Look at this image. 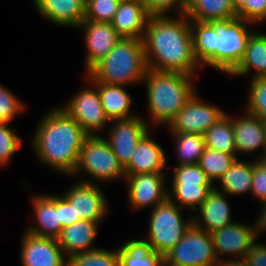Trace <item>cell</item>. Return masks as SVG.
<instances>
[{
    "label": "cell",
    "mask_w": 266,
    "mask_h": 266,
    "mask_svg": "<svg viewBox=\"0 0 266 266\" xmlns=\"http://www.w3.org/2000/svg\"><path fill=\"white\" fill-rule=\"evenodd\" d=\"M248 115L232 118L234 139L237 153L255 152L262 147L263 156L266 153V121L247 113Z\"/></svg>",
    "instance_id": "cell-18"
},
{
    "label": "cell",
    "mask_w": 266,
    "mask_h": 266,
    "mask_svg": "<svg viewBox=\"0 0 266 266\" xmlns=\"http://www.w3.org/2000/svg\"><path fill=\"white\" fill-rule=\"evenodd\" d=\"M68 266H119L118 250L97 248L68 258Z\"/></svg>",
    "instance_id": "cell-34"
},
{
    "label": "cell",
    "mask_w": 266,
    "mask_h": 266,
    "mask_svg": "<svg viewBox=\"0 0 266 266\" xmlns=\"http://www.w3.org/2000/svg\"><path fill=\"white\" fill-rule=\"evenodd\" d=\"M251 193L261 203H266V169L257 161H253Z\"/></svg>",
    "instance_id": "cell-42"
},
{
    "label": "cell",
    "mask_w": 266,
    "mask_h": 266,
    "mask_svg": "<svg viewBox=\"0 0 266 266\" xmlns=\"http://www.w3.org/2000/svg\"><path fill=\"white\" fill-rule=\"evenodd\" d=\"M24 109L21 100L0 84V122L10 123Z\"/></svg>",
    "instance_id": "cell-39"
},
{
    "label": "cell",
    "mask_w": 266,
    "mask_h": 266,
    "mask_svg": "<svg viewBox=\"0 0 266 266\" xmlns=\"http://www.w3.org/2000/svg\"><path fill=\"white\" fill-rule=\"evenodd\" d=\"M113 122V126L109 128V137L106 140L120 163L125 167L129 163L138 142L148 132L149 125L138 116L111 120V124Z\"/></svg>",
    "instance_id": "cell-12"
},
{
    "label": "cell",
    "mask_w": 266,
    "mask_h": 266,
    "mask_svg": "<svg viewBox=\"0 0 266 266\" xmlns=\"http://www.w3.org/2000/svg\"><path fill=\"white\" fill-rule=\"evenodd\" d=\"M92 83L98 88L101 105L110 121L136 116L134 114L132 115V111L130 110L132 98L126 92L123 85H112L102 82Z\"/></svg>",
    "instance_id": "cell-24"
},
{
    "label": "cell",
    "mask_w": 266,
    "mask_h": 266,
    "mask_svg": "<svg viewBox=\"0 0 266 266\" xmlns=\"http://www.w3.org/2000/svg\"><path fill=\"white\" fill-rule=\"evenodd\" d=\"M234 9L238 12L244 5H251V0H232Z\"/></svg>",
    "instance_id": "cell-46"
},
{
    "label": "cell",
    "mask_w": 266,
    "mask_h": 266,
    "mask_svg": "<svg viewBox=\"0 0 266 266\" xmlns=\"http://www.w3.org/2000/svg\"><path fill=\"white\" fill-rule=\"evenodd\" d=\"M263 209L259 214L258 220L255 221L257 224L258 234L266 230V203L262 205Z\"/></svg>",
    "instance_id": "cell-45"
},
{
    "label": "cell",
    "mask_w": 266,
    "mask_h": 266,
    "mask_svg": "<svg viewBox=\"0 0 266 266\" xmlns=\"http://www.w3.org/2000/svg\"><path fill=\"white\" fill-rule=\"evenodd\" d=\"M226 259H220L217 262L216 266H249L247 260L245 258H239L237 259H227V261H225Z\"/></svg>",
    "instance_id": "cell-44"
},
{
    "label": "cell",
    "mask_w": 266,
    "mask_h": 266,
    "mask_svg": "<svg viewBox=\"0 0 266 266\" xmlns=\"http://www.w3.org/2000/svg\"><path fill=\"white\" fill-rule=\"evenodd\" d=\"M143 43L148 69L194 76L201 67L193 53L190 20L185 14L176 19L150 15Z\"/></svg>",
    "instance_id": "cell-1"
},
{
    "label": "cell",
    "mask_w": 266,
    "mask_h": 266,
    "mask_svg": "<svg viewBox=\"0 0 266 266\" xmlns=\"http://www.w3.org/2000/svg\"><path fill=\"white\" fill-rule=\"evenodd\" d=\"M148 71L143 39L121 38L88 72L90 82L130 85L143 82Z\"/></svg>",
    "instance_id": "cell-4"
},
{
    "label": "cell",
    "mask_w": 266,
    "mask_h": 266,
    "mask_svg": "<svg viewBox=\"0 0 266 266\" xmlns=\"http://www.w3.org/2000/svg\"><path fill=\"white\" fill-rule=\"evenodd\" d=\"M98 224V222L82 219L62 229L57 240L67 258L97 249L96 247L91 248V244L97 237Z\"/></svg>",
    "instance_id": "cell-23"
},
{
    "label": "cell",
    "mask_w": 266,
    "mask_h": 266,
    "mask_svg": "<svg viewBox=\"0 0 266 266\" xmlns=\"http://www.w3.org/2000/svg\"><path fill=\"white\" fill-rule=\"evenodd\" d=\"M16 132L9 128L8 123L0 122V166L6 165L14 153L22 146Z\"/></svg>",
    "instance_id": "cell-37"
},
{
    "label": "cell",
    "mask_w": 266,
    "mask_h": 266,
    "mask_svg": "<svg viewBox=\"0 0 266 266\" xmlns=\"http://www.w3.org/2000/svg\"><path fill=\"white\" fill-rule=\"evenodd\" d=\"M120 0H86L84 20L111 22Z\"/></svg>",
    "instance_id": "cell-35"
},
{
    "label": "cell",
    "mask_w": 266,
    "mask_h": 266,
    "mask_svg": "<svg viewBox=\"0 0 266 266\" xmlns=\"http://www.w3.org/2000/svg\"><path fill=\"white\" fill-rule=\"evenodd\" d=\"M171 187L173 193H168V199L178 203L180 208L187 207L194 211H197L196 207H199L214 189L213 184H172Z\"/></svg>",
    "instance_id": "cell-31"
},
{
    "label": "cell",
    "mask_w": 266,
    "mask_h": 266,
    "mask_svg": "<svg viewBox=\"0 0 266 266\" xmlns=\"http://www.w3.org/2000/svg\"><path fill=\"white\" fill-rule=\"evenodd\" d=\"M217 34L216 52L203 64L231 73L241 61L247 42L253 32L245 20L234 17L208 22Z\"/></svg>",
    "instance_id": "cell-5"
},
{
    "label": "cell",
    "mask_w": 266,
    "mask_h": 266,
    "mask_svg": "<svg viewBox=\"0 0 266 266\" xmlns=\"http://www.w3.org/2000/svg\"><path fill=\"white\" fill-rule=\"evenodd\" d=\"M184 14L189 20L198 22L237 17L232 0H187Z\"/></svg>",
    "instance_id": "cell-26"
},
{
    "label": "cell",
    "mask_w": 266,
    "mask_h": 266,
    "mask_svg": "<svg viewBox=\"0 0 266 266\" xmlns=\"http://www.w3.org/2000/svg\"><path fill=\"white\" fill-rule=\"evenodd\" d=\"M172 184H212L198 164L176 166Z\"/></svg>",
    "instance_id": "cell-38"
},
{
    "label": "cell",
    "mask_w": 266,
    "mask_h": 266,
    "mask_svg": "<svg viewBox=\"0 0 266 266\" xmlns=\"http://www.w3.org/2000/svg\"><path fill=\"white\" fill-rule=\"evenodd\" d=\"M163 260L164 266H216L218 262L211 234L193 223Z\"/></svg>",
    "instance_id": "cell-8"
},
{
    "label": "cell",
    "mask_w": 266,
    "mask_h": 266,
    "mask_svg": "<svg viewBox=\"0 0 266 266\" xmlns=\"http://www.w3.org/2000/svg\"><path fill=\"white\" fill-rule=\"evenodd\" d=\"M193 39V53L202 66L215 52L217 34L208 22L190 20Z\"/></svg>",
    "instance_id": "cell-30"
},
{
    "label": "cell",
    "mask_w": 266,
    "mask_h": 266,
    "mask_svg": "<svg viewBox=\"0 0 266 266\" xmlns=\"http://www.w3.org/2000/svg\"><path fill=\"white\" fill-rule=\"evenodd\" d=\"M33 136L39 159L58 172L72 175L77 167L80 150L89 136L77 121L61 108L47 112Z\"/></svg>",
    "instance_id": "cell-2"
},
{
    "label": "cell",
    "mask_w": 266,
    "mask_h": 266,
    "mask_svg": "<svg viewBox=\"0 0 266 266\" xmlns=\"http://www.w3.org/2000/svg\"><path fill=\"white\" fill-rule=\"evenodd\" d=\"M23 266H68V258L56 238L40 237L24 231L21 243Z\"/></svg>",
    "instance_id": "cell-14"
},
{
    "label": "cell",
    "mask_w": 266,
    "mask_h": 266,
    "mask_svg": "<svg viewBox=\"0 0 266 266\" xmlns=\"http://www.w3.org/2000/svg\"><path fill=\"white\" fill-rule=\"evenodd\" d=\"M215 188L209 193L205 201L197 207L200 217H192L193 224L209 233L233 223L230 207L226 200V193ZM200 219V220H199Z\"/></svg>",
    "instance_id": "cell-20"
},
{
    "label": "cell",
    "mask_w": 266,
    "mask_h": 266,
    "mask_svg": "<svg viewBox=\"0 0 266 266\" xmlns=\"http://www.w3.org/2000/svg\"><path fill=\"white\" fill-rule=\"evenodd\" d=\"M181 209L167 199L151 211L146 241L152 245L155 252L162 256L182 240L185 232L193 223L192 218L184 221L181 217Z\"/></svg>",
    "instance_id": "cell-6"
},
{
    "label": "cell",
    "mask_w": 266,
    "mask_h": 266,
    "mask_svg": "<svg viewBox=\"0 0 266 266\" xmlns=\"http://www.w3.org/2000/svg\"><path fill=\"white\" fill-rule=\"evenodd\" d=\"M193 77L181 72L148 69L143 81L146 84L148 108L152 123L166 124L186 105L195 88Z\"/></svg>",
    "instance_id": "cell-3"
},
{
    "label": "cell",
    "mask_w": 266,
    "mask_h": 266,
    "mask_svg": "<svg viewBox=\"0 0 266 266\" xmlns=\"http://www.w3.org/2000/svg\"><path fill=\"white\" fill-rule=\"evenodd\" d=\"M237 156L206 148L198 165L212 182L219 180L236 161Z\"/></svg>",
    "instance_id": "cell-33"
},
{
    "label": "cell",
    "mask_w": 266,
    "mask_h": 266,
    "mask_svg": "<svg viewBox=\"0 0 266 266\" xmlns=\"http://www.w3.org/2000/svg\"><path fill=\"white\" fill-rule=\"evenodd\" d=\"M83 28L86 54V72L103 59L112 47L122 38L110 22L83 20L78 26Z\"/></svg>",
    "instance_id": "cell-16"
},
{
    "label": "cell",
    "mask_w": 266,
    "mask_h": 266,
    "mask_svg": "<svg viewBox=\"0 0 266 266\" xmlns=\"http://www.w3.org/2000/svg\"><path fill=\"white\" fill-rule=\"evenodd\" d=\"M166 163L165 151L149 136L148 131L138 142L124 170L126 175L162 172Z\"/></svg>",
    "instance_id": "cell-19"
},
{
    "label": "cell",
    "mask_w": 266,
    "mask_h": 266,
    "mask_svg": "<svg viewBox=\"0 0 266 266\" xmlns=\"http://www.w3.org/2000/svg\"><path fill=\"white\" fill-rule=\"evenodd\" d=\"M59 221L63 228L80 221L75 219L73 206L63 196L59 197Z\"/></svg>",
    "instance_id": "cell-43"
},
{
    "label": "cell",
    "mask_w": 266,
    "mask_h": 266,
    "mask_svg": "<svg viewBox=\"0 0 266 266\" xmlns=\"http://www.w3.org/2000/svg\"><path fill=\"white\" fill-rule=\"evenodd\" d=\"M90 83L94 88L89 86L82 89L69 100L65 107L60 106V108L77 121L89 136H93L97 135L96 131L103 129L106 124L110 123V119L101 105L97 86L92 82Z\"/></svg>",
    "instance_id": "cell-9"
},
{
    "label": "cell",
    "mask_w": 266,
    "mask_h": 266,
    "mask_svg": "<svg viewBox=\"0 0 266 266\" xmlns=\"http://www.w3.org/2000/svg\"><path fill=\"white\" fill-rule=\"evenodd\" d=\"M250 82L246 112L266 121V77L253 78Z\"/></svg>",
    "instance_id": "cell-36"
},
{
    "label": "cell",
    "mask_w": 266,
    "mask_h": 266,
    "mask_svg": "<svg viewBox=\"0 0 266 266\" xmlns=\"http://www.w3.org/2000/svg\"><path fill=\"white\" fill-rule=\"evenodd\" d=\"M150 15H166L169 10L177 5L179 13L185 12L187 0H142Z\"/></svg>",
    "instance_id": "cell-41"
},
{
    "label": "cell",
    "mask_w": 266,
    "mask_h": 266,
    "mask_svg": "<svg viewBox=\"0 0 266 266\" xmlns=\"http://www.w3.org/2000/svg\"><path fill=\"white\" fill-rule=\"evenodd\" d=\"M149 17L142 0L120 1L110 23L122 38L143 39Z\"/></svg>",
    "instance_id": "cell-17"
},
{
    "label": "cell",
    "mask_w": 266,
    "mask_h": 266,
    "mask_svg": "<svg viewBox=\"0 0 266 266\" xmlns=\"http://www.w3.org/2000/svg\"><path fill=\"white\" fill-rule=\"evenodd\" d=\"M119 266H164L163 256L145 239L126 241L118 249Z\"/></svg>",
    "instance_id": "cell-27"
},
{
    "label": "cell",
    "mask_w": 266,
    "mask_h": 266,
    "mask_svg": "<svg viewBox=\"0 0 266 266\" xmlns=\"http://www.w3.org/2000/svg\"><path fill=\"white\" fill-rule=\"evenodd\" d=\"M38 12L60 26H72L82 23L85 17L86 0H33Z\"/></svg>",
    "instance_id": "cell-22"
},
{
    "label": "cell",
    "mask_w": 266,
    "mask_h": 266,
    "mask_svg": "<svg viewBox=\"0 0 266 266\" xmlns=\"http://www.w3.org/2000/svg\"><path fill=\"white\" fill-rule=\"evenodd\" d=\"M257 161L266 169V156L258 157Z\"/></svg>",
    "instance_id": "cell-47"
},
{
    "label": "cell",
    "mask_w": 266,
    "mask_h": 266,
    "mask_svg": "<svg viewBox=\"0 0 266 266\" xmlns=\"http://www.w3.org/2000/svg\"><path fill=\"white\" fill-rule=\"evenodd\" d=\"M88 173L92 179L107 181L126 177L123 165L111 149L108 141L99 135L88 136L80 150L73 175Z\"/></svg>",
    "instance_id": "cell-7"
},
{
    "label": "cell",
    "mask_w": 266,
    "mask_h": 266,
    "mask_svg": "<svg viewBox=\"0 0 266 266\" xmlns=\"http://www.w3.org/2000/svg\"><path fill=\"white\" fill-rule=\"evenodd\" d=\"M32 202L38 224L31 225L26 232L57 239L63 229L59 221V196L37 195Z\"/></svg>",
    "instance_id": "cell-21"
},
{
    "label": "cell",
    "mask_w": 266,
    "mask_h": 266,
    "mask_svg": "<svg viewBox=\"0 0 266 266\" xmlns=\"http://www.w3.org/2000/svg\"><path fill=\"white\" fill-rule=\"evenodd\" d=\"M206 148L237 156L232 116L225 114L205 133Z\"/></svg>",
    "instance_id": "cell-29"
},
{
    "label": "cell",
    "mask_w": 266,
    "mask_h": 266,
    "mask_svg": "<svg viewBox=\"0 0 266 266\" xmlns=\"http://www.w3.org/2000/svg\"><path fill=\"white\" fill-rule=\"evenodd\" d=\"M213 241L214 250L218 260L221 256L245 258L252 243L258 236L257 224L255 227L233 222L224 228L210 233ZM222 254V255H221Z\"/></svg>",
    "instance_id": "cell-15"
},
{
    "label": "cell",
    "mask_w": 266,
    "mask_h": 266,
    "mask_svg": "<svg viewBox=\"0 0 266 266\" xmlns=\"http://www.w3.org/2000/svg\"><path fill=\"white\" fill-rule=\"evenodd\" d=\"M250 69L255 70L254 78L266 77V34L264 33L253 31L241 61L230 74L246 75Z\"/></svg>",
    "instance_id": "cell-25"
},
{
    "label": "cell",
    "mask_w": 266,
    "mask_h": 266,
    "mask_svg": "<svg viewBox=\"0 0 266 266\" xmlns=\"http://www.w3.org/2000/svg\"><path fill=\"white\" fill-rule=\"evenodd\" d=\"M175 136L179 165L198 164L206 149L204 134L172 133Z\"/></svg>",
    "instance_id": "cell-32"
},
{
    "label": "cell",
    "mask_w": 266,
    "mask_h": 266,
    "mask_svg": "<svg viewBox=\"0 0 266 266\" xmlns=\"http://www.w3.org/2000/svg\"><path fill=\"white\" fill-rule=\"evenodd\" d=\"M196 94L168 125L171 133L204 134L226 114L218 106L205 104Z\"/></svg>",
    "instance_id": "cell-10"
},
{
    "label": "cell",
    "mask_w": 266,
    "mask_h": 266,
    "mask_svg": "<svg viewBox=\"0 0 266 266\" xmlns=\"http://www.w3.org/2000/svg\"><path fill=\"white\" fill-rule=\"evenodd\" d=\"M237 17L249 23H259L266 20V0H251V5H244Z\"/></svg>",
    "instance_id": "cell-40"
},
{
    "label": "cell",
    "mask_w": 266,
    "mask_h": 266,
    "mask_svg": "<svg viewBox=\"0 0 266 266\" xmlns=\"http://www.w3.org/2000/svg\"><path fill=\"white\" fill-rule=\"evenodd\" d=\"M253 162L236 159L232 166L219 179L221 191L227 195L251 192Z\"/></svg>",
    "instance_id": "cell-28"
},
{
    "label": "cell",
    "mask_w": 266,
    "mask_h": 266,
    "mask_svg": "<svg viewBox=\"0 0 266 266\" xmlns=\"http://www.w3.org/2000/svg\"><path fill=\"white\" fill-rule=\"evenodd\" d=\"M165 173L152 172L126 175L128 183L129 203L135 209L153 206V208L168 199L165 189Z\"/></svg>",
    "instance_id": "cell-13"
},
{
    "label": "cell",
    "mask_w": 266,
    "mask_h": 266,
    "mask_svg": "<svg viewBox=\"0 0 266 266\" xmlns=\"http://www.w3.org/2000/svg\"><path fill=\"white\" fill-rule=\"evenodd\" d=\"M98 187L91 180H81L63 195L73 206L75 219L101 222L109 209L106 196Z\"/></svg>",
    "instance_id": "cell-11"
}]
</instances>
